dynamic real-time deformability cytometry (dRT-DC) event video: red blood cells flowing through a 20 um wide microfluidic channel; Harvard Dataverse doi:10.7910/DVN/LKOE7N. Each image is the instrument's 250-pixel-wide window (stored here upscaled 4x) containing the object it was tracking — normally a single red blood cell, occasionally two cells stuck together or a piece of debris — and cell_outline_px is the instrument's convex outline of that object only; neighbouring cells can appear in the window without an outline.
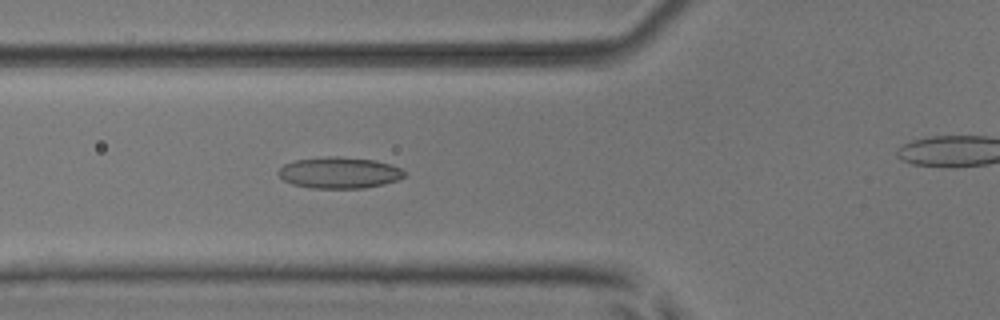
{"species": "common noctule bat (a hibernating species)", "species_latin": "Nyctalus noctula", "temperature_condition": "room temperature", "stored_images_in_passage": 4, "camera_frame_rate_fps": 3000, "um_per_image_px": 0.085, "animal": {"sex": "male", "body_mass_g": 17.9, "forearm_length_mm": 54.2}, "frame": {"image": 1, "passage_image": 3, "time_ms": 2.333, "image_size_px": [1000, 320], "cell_outline_px": [[408, 172], [404, 176], [396, 180], [384, 184], [364, 188], [312, 188], [292, 184], [284, 180], [276, 172], [284, 164], [296, 160], [328, 156], [340, 156], [376, 160], [392, 164]], "centroid_in_image_um": [28.86, 14.67], "position_along_channel_um": 96.9, "area_um2": 23.12}}